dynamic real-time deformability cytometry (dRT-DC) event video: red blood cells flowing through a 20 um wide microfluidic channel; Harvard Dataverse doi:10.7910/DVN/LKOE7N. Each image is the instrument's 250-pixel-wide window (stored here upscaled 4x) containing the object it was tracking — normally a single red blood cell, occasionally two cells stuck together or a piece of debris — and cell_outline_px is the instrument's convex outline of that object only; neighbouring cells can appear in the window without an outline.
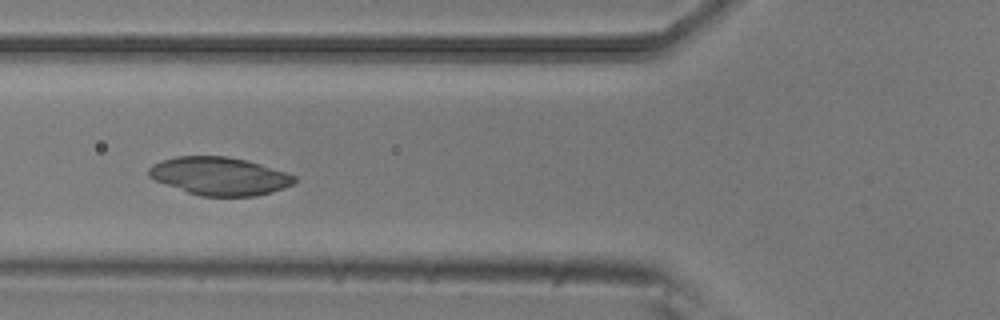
{"species": "common noctule bat (a hibernating species)", "species_latin": "Nyctalus noctula", "temperature_condition": "room temperature", "stored_images_in_passage": 12, "camera_frame_rate_fps": 3000, "um_per_image_px": 0.085, "animal": {"sex": "male", "body_mass_g": 20.5, "forearm_length_mm": 52.5}, "frame": {"image": 1, "passage_image": 6, "time_ms": 1.667, "image_size_px": [1000, 320], "cell_outline_px": [[296, 180], [292, 184], [284, 188], [272, 192], [256, 196], [200, 196], [188, 192], [156, 180], [148, 176], [148, 168], [152, 164], [160, 160], [176, 156], [228, 156], [248, 160], [288, 172], [296, 176]], "centroid_in_image_um": [18.68, 14.95], "position_along_channel_um": 107.1, "area_um2": 32.43}}
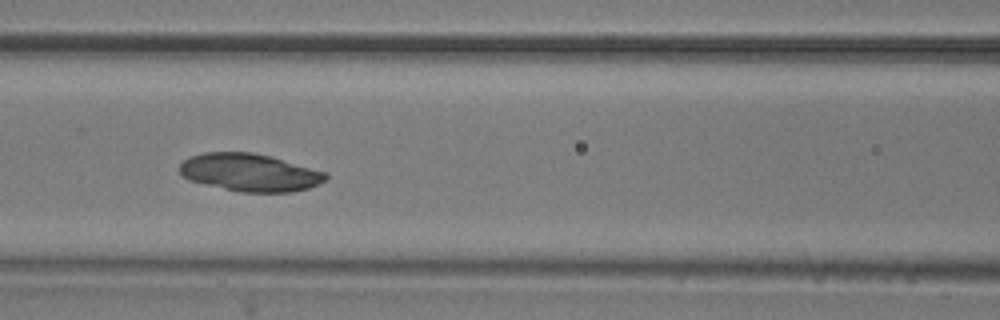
{"frame": {"image": 2, "passage_image": 9, "time_ms": 2.667, "image_size_px": [1000, 320], "cell_outline_px": [[328, 176], [324, 180], [308, 188], [292, 192], [240, 192], [188, 180], [180, 172], [180, 164], [184, 160], [192, 156], [204, 152], [252, 152], [268, 156], [328, 172]], "centroid_in_image_um": [21.23, 14.66], "position_along_channel_um": 145.4, "area_um2": 31.79}}